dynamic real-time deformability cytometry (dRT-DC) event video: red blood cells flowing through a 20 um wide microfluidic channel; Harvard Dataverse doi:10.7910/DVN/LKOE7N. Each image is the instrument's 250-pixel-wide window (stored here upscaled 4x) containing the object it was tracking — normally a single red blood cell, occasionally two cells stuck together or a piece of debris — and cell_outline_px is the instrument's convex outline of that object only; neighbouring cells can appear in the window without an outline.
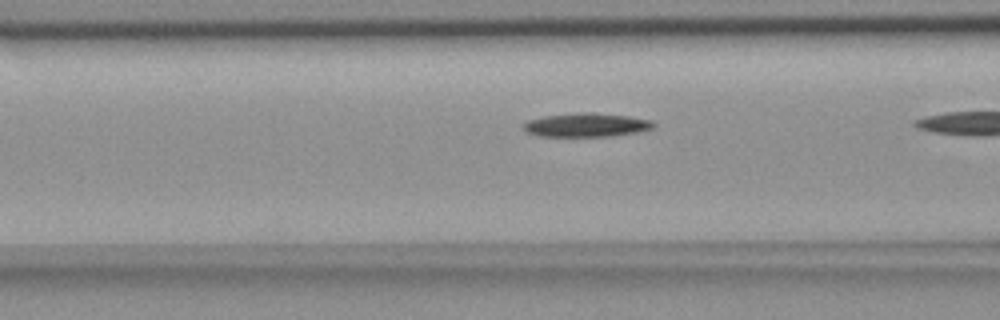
{"species": "common noctule bat (a hibernating species)", "species_latin": "Nyctalus noctula", "temperature_condition": "room temperature", "stored_images_in_passage": 9, "camera_frame_rate_fps": 3000, "um_per_image_px": 0.085, "animal": {"sex": "female", "body_mass_g": 18.4}, "frame": {"image": 1, "passage_image": 4, "time_ms": 1.0, "image_size_px": [1000, 320], "cell_outline_px": [[656, 124], [652, 128], [636, 132], [612, 136], [536, 136], [524, 132], [520, 128], [520, 124], [528, 120], [544, 116], [580, 112], [592, 112], [628, 116], [652, 120]], "centroid_in_image_um": [49.75, 10.62], "position_along_channel_um": 116.8, "area_um2": 18.26}}
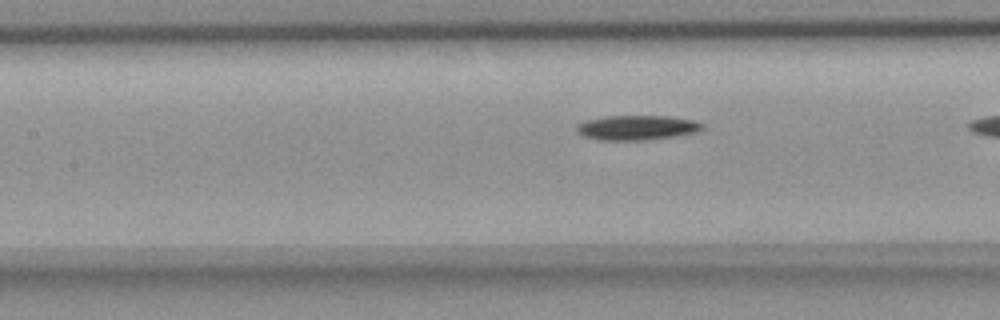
{"frame": {"image": 2, "passage_image": 7, "time_ms": 2.0, "image_size_px": [1000, 320], "cell_outline_px": [[704, 128], [700, 132], [676, 136], [644, 140], [596, 140], [584, 136], [576, 132], [576, 124], [584, 120], [604, 116], [668, 116], [696, 120], [704, 124]], "centroid_in_image_um": [54.14, 10.85], "position_along_channel_um": 153.3, "area_um2": 18.5}}